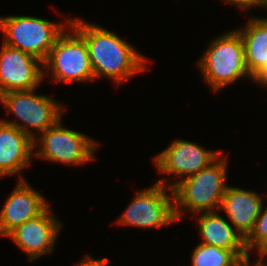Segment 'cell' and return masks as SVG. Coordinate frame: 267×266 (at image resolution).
<instances>
[{"mask_svg":"<svg viewBox=\"0 0 267 266\" xmlns=\"http://www.w3.org/2000/svg\"><path fill=\"white\" fill-rule=\"evenodd\" d=\"M70 25L86 42L94 80L107 77L119 85L147 68L148 59L114 32L77 18Z\"/></svg>","mask_w":267,"mask_h":266,"instance_id":"cell-1","label":"cell"},{"mask_svg":"<svg viewBox=\"0 0 267 266\" xmlns=\"http://www.w3.org/2000/svg\"><path fill=\"white\" fill-rule=\"evenodd\" d=\"M227 159L220 155L207 167L181 180L174 188V205L177 221L184 209L198 214L219 209L228 184Z\"/></svg>","mask_w":267,"mask_h":266,"instance_id":"cell-2","label":"cell"},{"mask_svg":"<svg viewBox=\"0 0 267 266\" xmlns=\"http://www.w3.org/2000/svg\"><path fill=\"white\" fill-rule=\"evenodd\" d=\"M206 49L197 66L211 89L218 91L243 77L254 82L247 70L244 43L237 30L215 37Z\"/></svg>","mask_w":267,"mask_h":266,"instance_id":"cell-3","label":"cell"},{"mask_svg":"<svg viewBox=\"0 0 267 266\" xmlns=\"http://www.w3.org/2000/svg\"><path fill=\"white\" fill-rule=\"evenodd\" d=\"M70 22L71 18L64 25L33 16H0V31L5 36V45L19 49L44 63Z\"/></svg>","mask_w":267,"mask_h":266,"instance_id":"cell-4","label":"cell"},{"mask_svg":"<svg viewBox=\"0 0 267 266\" xmlns=\"http://www.w3.org/2000/svg\"><path fill=\"white\" fill-rule=\"evenodd\" d=\"M35 90L9 91L0 94L2 106L4 105L10 113L15 114L14 116L22 123L5 119L1 121L14 125L33 140L37 136L31 129H36L39 133L45 132L61 119L64 112L61 103L46 95H37Z\"/></svg>","mask_w":267,"mask_h":266,"instance_id":"cell-5","label":"cell"},{"mask_svg":"<svg viewBox=\"0 0 267 266\" xmlns=\"http://www.w3.org/2000/svg\"><path fill=\"white\" fill-rule=\"evenodd\" d=\"M43 68L44 79L49 72L55 82L94 81L86 42L71 25L58 37Z\"/></svg>","mask_w":267,"mask_h":266,"instance_id":"cell-6","label":"cell"},{"mask_svg":"<svg viewBox=\"0 0 267 266\" xmlns=\"http://www.w3.org/2000/svg\"><path fill=\"white\" fill-rule=\"evenodd\" d=\"M33 143L34 156L48 160V162H59L66 165L88 163L93 159L95 149L99 147L96 140L85 134L64 128L61 119L41 133V136L36 137Z\"/></svg>","mask_w":267,"mask_h":266,"instance_id":"cell-7","label":"cell"},{"mask_svg":"<svg viewBox=\"0 0 267 266\" xmlns=\"http://www.w3.org/2000/svg\"><path fill=\"white\" fill-rule=\"evenodd\" d=\"M166 183L167 180L163 178L154 186L138 192L128 208L118 218V223L149 229L166 226L177 221L173 189L165 185ZM167 190L170 196L167 195Z\"/></svg>","mask_w":267,"mask_h":266,"instance_id":"cell-8","label":"cell"},{"mask_svg":"<svg viewBox=\"0 0 267 266\" xmlns=\"http://www.w3.org/2000/svg\"><path fill=\"white\" fill-rule=\"evenodd\" d=\"M222 151L213 152L187 140L173 141L159 155L154 157L155 166L160 173L182 177L168 187L173 189L181 180L198 173L213 162ZM186 176V177H185Z\"/></svg>","mask_w":267,"mask_h":266,"instance_id":"cell-9","label":"cell"},{"mask_svg":"<svg viewBox=\"0 0 267 266\" xmlns=\"http://www.w3.org/2000/svg\"><path fill=\"white\" fill-rule=\"evenodd\" d=\"M44 80L43 62L2 43L0 51V94L36 89Z\"/></svg>","mask_w":267,"mask_h":266,"instance_id":"cell-10","label":"cell"},{"mask_svg":"<svg viewBox=\"0 0 267 266\" xmlns=\"http://www.w3.org/2000/svg\"><path fill=\"white\" fill-rule=\"evenodd\" d=\"M51 213L50 205L36 217L12 230L9 237L29 257V262L53 252L63 225Z\"/></svg>","mask_w":267,"mask_h":266,"instance_id":"cell-11","label":"cell"},{"mask_svg":"<svg viewBox=\"0 0 267 266\" xmlns=\"http://www.w3.org/2000/svg\"><path fill=\"white\" fill-rule=\"evenodd\" d=\"M47 202L20 177L0 211V236H7L16 227L41 214L49 206Z\"/></svg>","mask_w":267,"mask_h":266,"instance_id":"cell-12","label":"cell"},{"mask_svg":"<svg viewBox=\"0 0 267 266\" xmlns=\"http://www.w3.org/2000/svg\"><path fill=\"white\" fill-rule=\"evenodd\" d=\"M33 139L14 125L0 120V176L21 173L30 166Z\"/></svg>","mask_w":267,"mask_h":266,"instance_id":"cell-13","label":"cell"},{"mask_svg":"<svg viewBox=\"0 0 267 266\" xmlns=\"http://www.w3.org/2000/svg\"><path fill=\"white\" fill-rule=\"evenodd\" d=\"M263 200L261 195L255 191L228 185L218 211L225 212L230 223L245 239L260 215Z\"/></svg>","mask_w":267,"mask_h":266,"instance_id":"cell-14","label":"cell"},{"mask_svg":"<svg viewBox=\"0 0 267 266\" xmlns=\"http://www.w3.org/2000/svg\"><path fill=\"white\" fill-rule=\"evenodd\" d=\"M217 212L198 214L197 222L202 244L231 250L238 258L249 257L243 236Z\"/></svg>","mask_w":267,"mask_h":266,"instance_id":"cell-15","label":"cell"},{"mask_svg":"<svg viewBox=\"0 0 267 266\" xmlns=\"http://www.w3.org/2000/svg\"><path fill=\"white\" fill-rule=\"evenodd\" d=\"M240 33L245 49V62L254 79L267 66V18H250Z\"/></svg>","mask_w":267,"mask_h":266,"instance_id":"cell-16","label":"cell"},{"mask_svg":"<svg viewBox=\"0 0 267 266\" xmlns=\"http://www.w3.org/2000/svg\"><path fill=\"white\" fill-rule=\"evenodd\" d=\"M191 266H232L239 258L228 249L200 243L192 252Z\"/></svg>","mask_w":267,"mask_h":266,"instance_id":"cell-17","label":"cell"},{"mask_svg":"<svg viewBox=\"0 0 267 266\" xmlns=\"http://www.w3.org/2000/svg\"><path fill=\"white\" fill-rule=\"evenodd\" d=\"M245 247L249 254L256 249L260 257L267 251V207L263 205L252 231L245 238Z\"/></svg>","mask_w":267,"mask_h":266,"instance_id":"cell-18","label":"cell"},{"mask_svg":"<svg viewBox=\"0 0 267 266\" xmlns=\"http://www.w3.org/2000/svg\"><path fill=\"white\" fill-rule=\"evenodd\" d=\"M224 2L233 4L244 11V10L251 9V7L259 8L261 0H224Z\"/></svg>","mask_w":267,"mask_h":266,"instance_id":"cell-19","label":"cell"},{"mask_svg":"<svg viewBox=\"0 0 267 266\" xmlns=\"http://www.w3.org/2000/svg\"><path fill=\"white\" fill-rule=\"evenodd\" d=\"M75 266H109L107 259H95L91 256L86 255L81 262Z\"/></svg>","mask_w":267,"mask_h":266,"instance_id":"cell-20","label":"cell"},{"mask_svg":"<svg viewBox=\"0 0 267 266\" xmlns=\"http://www.w3.org/2000/svg\"><path fill=\"white\" fill-rule=\"evenodd\" d=\"M254 82L267 87V66L254 78Z\"/></svg>","mask_w":267,"mask_h":266,"instance_id":"cell-21","label":"cell"},{"mask_svg":"<svg viewBox=\"0 0 267 266\" xmlns=\"http://www.w3.org/2000/svg\"><path fill=\"white\" fill-rule=\"evenodd\" d=\"M250 257L239 258L232 266H251Z\"/></svg>","mask_w":267,"mask_h":266,"instance_id":"cell-22","label":"cell"},{"mask_svg":"<svg viewBox=\"0 0 267 266\" xmlns=\"http://www.w3.org/2000/svg\"><path fill=\"white\" fill-rule=\"evenodd\" d=\"M257 262L255 263V264H253L252 266H266L265 264H264V261L265 260H261L260 258H259V260H256Z\"/></svg>","mask_w":267,"mask_h":266,"instance_id":"cell-23","label":"cell"},{"mask_svg":"<svg viewBox=\"0 0 267 266\" xmlns=\"http://www.w3.org/2000/svg\"><path fill=\"white\" fill-rule=\"evenodd\" d=\"M260 7L267 8V0H261Z\"/></svg>","mask_w":267,"mask_h":266,"instance_id":"cell-24","label":"cell"},{"mask_svg":"<svg viewBox=\"0 0 267 266\" xmlns=\"http://www.w3.org/2000/svg\"><path fill=\"white\" fill-rule=\"evenodd\" d=\"M265 257H267V251H266L261 257H259V258H260L261 260H264Z\"/></svg>","mask_w":267,"mask_h":266,"instance_id":"cell-25","label":"cell"}]
</instances>
